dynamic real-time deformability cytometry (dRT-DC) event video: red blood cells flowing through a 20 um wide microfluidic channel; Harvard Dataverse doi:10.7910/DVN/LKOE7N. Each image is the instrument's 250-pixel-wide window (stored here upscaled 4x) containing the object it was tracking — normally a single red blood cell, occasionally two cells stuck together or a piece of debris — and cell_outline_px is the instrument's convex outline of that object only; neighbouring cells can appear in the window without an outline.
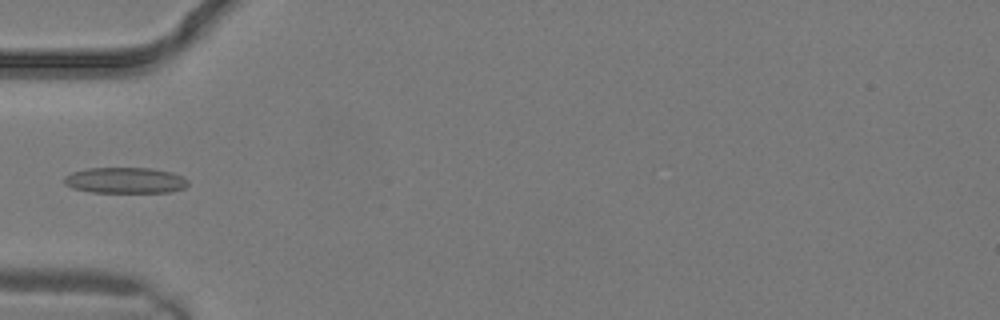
{"species": "common noctule bat (a hibernating species)", "species_latin": "Nyctalus noctula", "temperature_condition": "warm", "stored_images_in_passage": 10, "camera_frame_rate_fps": 3000, "um_per_image_px": 0.085, "animal": {"sex": "male", "body_mass_g": 19.2, "forearm_length_mm": 51.8}, "frame": {"image": 1, "passage_image": 9, "time_ms": 2.667, "image_size_px": [1000, 320], "cell_outline_px": [[188, 184], [184, 188], [168, 192], [92, 192], [72, 188], [64, 184], [64, 176], [72, 172], [88, 168], [152, 168], [172, 172], [184, 176], [188, 180]], "centroid_in_image_um": [10.65, 15.32], "position_along_channel_um": 74.4, "area_um2": 18.79}}